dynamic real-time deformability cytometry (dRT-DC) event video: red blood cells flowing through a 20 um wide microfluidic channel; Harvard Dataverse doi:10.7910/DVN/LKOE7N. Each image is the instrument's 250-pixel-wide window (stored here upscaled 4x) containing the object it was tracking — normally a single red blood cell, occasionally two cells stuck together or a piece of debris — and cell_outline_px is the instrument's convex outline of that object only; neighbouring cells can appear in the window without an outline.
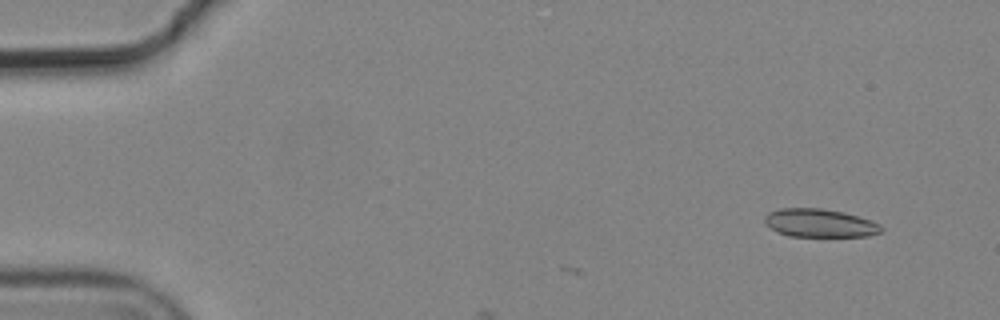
{"species": "common noctule bat (a hibernating species)", "species_latin": "Nyctalus noctula", "temperature_condition": "cold", "stored_images_in_passage": 3, "camera_frame_rate_fps": 3000, "um_per_image_px": 0.085, "animal": {"sex": "male", "body_mass_g": 19.2, "forearm_length_mm": 51.8}, "frame": {"image": 1, "passage_image": 2, "time_ms": 0.333, "image_size_px": [1000, 320], "cell_outline_px": [[884, 228], [880, 232], [868, 236], [788, 236], [764, 224], [764, 216], [768, 212], [780, 208], [820, 208], [844, 212], [880, 224]], "centroid_in_image_um": [69.65, 18.95], "position_along_channel_um": 15.4, "area_um2": 19.07}}